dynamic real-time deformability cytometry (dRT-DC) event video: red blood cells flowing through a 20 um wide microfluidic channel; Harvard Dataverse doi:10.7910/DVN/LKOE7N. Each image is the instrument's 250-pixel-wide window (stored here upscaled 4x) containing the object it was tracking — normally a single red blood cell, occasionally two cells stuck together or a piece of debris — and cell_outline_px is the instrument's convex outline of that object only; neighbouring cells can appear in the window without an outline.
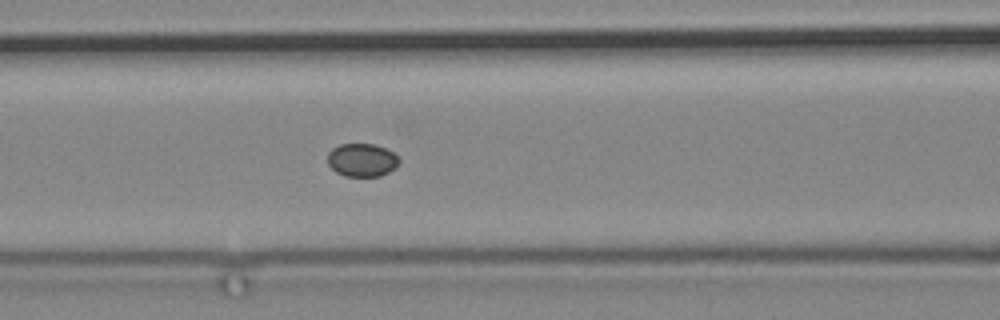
{"species": "common noctule bat (a hibernating species)", "species_latin": "Nyctalus noctula", "temperature_condition": "cold", "stored_images_in_passage": 16, "camera_frame_rate_fps": 3000, "um_per_image_px": 0.085, "animal": {"sex": "male", "body_mass_g": 19.2, "forearm_length_mm": 51.8}, "frame": {"image": 1, "passage_image": 16, "time_ms": 18.667, "image_size_px": [1000, 320], "cell_outline_px": [[400, 160], [396, 168], [380, 176], [344, 176], [336, 172], [328, 164], [328, 152], [332, 148], [340, 144], [376, 144], [392, 152]], "centroid_in_image_um": [30.76, 13.6], "position_along_channel_um": 135.8, "area_um2": 13.81}}